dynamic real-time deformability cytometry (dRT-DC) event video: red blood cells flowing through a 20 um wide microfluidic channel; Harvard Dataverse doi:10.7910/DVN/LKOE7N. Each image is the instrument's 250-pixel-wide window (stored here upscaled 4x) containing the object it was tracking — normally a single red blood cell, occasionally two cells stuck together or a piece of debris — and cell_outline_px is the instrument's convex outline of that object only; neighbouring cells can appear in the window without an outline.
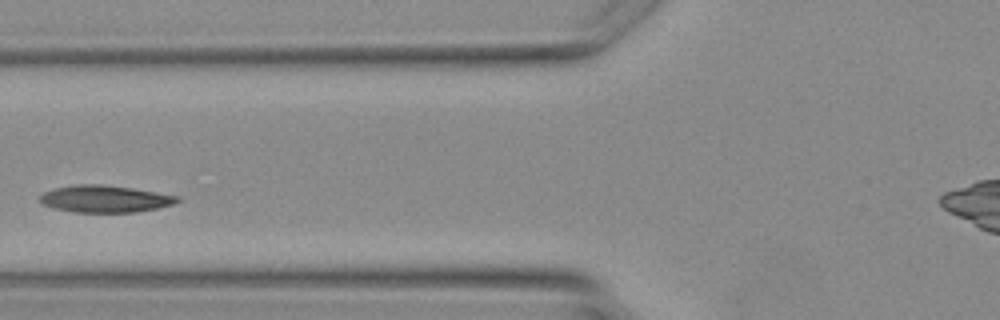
{"species": "Egyptian fruit bat (a non-hibernating species)", "species_latin": "Rousettus aegyptiacus", "temperature_condition": "warm", "stored_images_in_passage": 4, "camera_frame_rate_fps": 3000, "um_per_image_px": 0.085, "animal": {"sex": "female"}, "frame": {"image": 1, "passage_image": 3, "time_ms": 2.333, "image_size_px": [1000, 320], "cell_outline_px": [[180, 200], [172, 204], [156, 208], [136, 212], [72, 212], [52, 208], [40, 204], [40, 196], [44, 192], [52, 188], [76, 184], [100, 184], [132, 188], [180, 196]], "centroid_in_image_um": [8.86, 16.9], "position_along_channel_um": 116.9, "area_um2": 21.73}}